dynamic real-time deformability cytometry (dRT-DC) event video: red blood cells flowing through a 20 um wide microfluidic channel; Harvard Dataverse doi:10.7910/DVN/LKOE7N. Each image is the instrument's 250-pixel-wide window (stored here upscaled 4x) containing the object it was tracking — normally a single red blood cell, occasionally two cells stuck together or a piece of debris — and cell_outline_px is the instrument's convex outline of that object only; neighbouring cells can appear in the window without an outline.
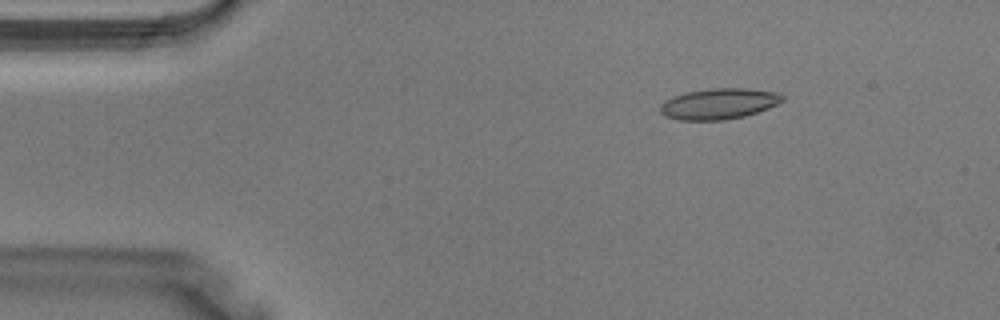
{"species": "Egyptian fruit bat (a non-hibernating species)", "species_latin": "Rousettus aegyptiacus", "temperature_condition": "warm", "stored_images_in_passage": 4, "camera_frame_rate_fps": 3000, "um_per_image_px": 0.085, "animal": {"sex": "male"}, "frame": {"image": 1, "passage_image": 2, "time_ms": 0.333, "image_size_px": [1000, 320], "cell_outline_px": [[784, 100], [768, 108], [744, 116], [724, 120], [676, 120], [664, 116], [660, 112], [660, 104], [664, 100], [672, 96], [684, 92], [708, 88], [748, 88], [776, 92], [784, 96]], "centroid_in_image_um": [61.05, 8.81], "position_along_channel_um": 24.0, "area_um2": 22.2}}
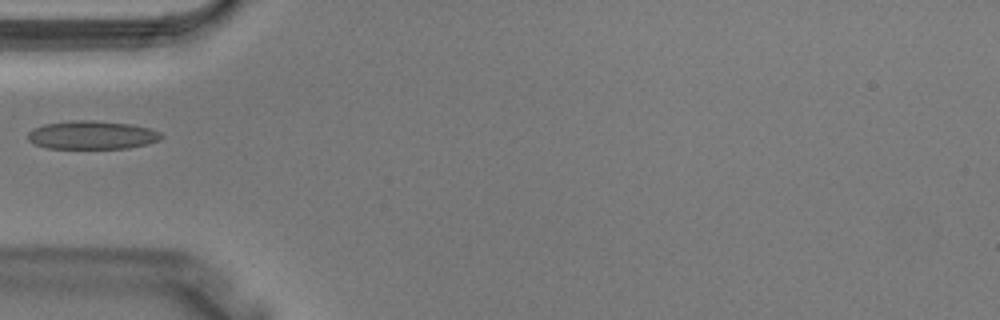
{"frame": {"image": 2, "passage_image": 4, "time_ms": 1.0, "image_size_px": [1000, 320], "cell_outline_px": [[164, 136], [160, 140], [148, 144], [128, 148], [48, 148], [36, 144], [28, 140], [28, 132], [32, 128], [44, 124], [72, 120], [92, 120], [132, 124], [148, 128], [160, 132]], "centroid_in_image_um": [7.83, 11.47], "position_along_channel_um": 77.2, "area_um2": 22.14}}